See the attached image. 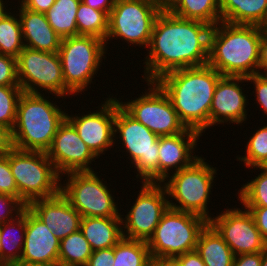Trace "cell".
Returning <instances> with one entry per match:
<instances>
[{"label":"cell","mask_w":267,"mask_h":266,"mask_svg":"<svg viewBox=\"0 0 267 266\" xmlns=\"http://www.w3.org/2000/svg\"><path fill=\"white\" fill-rule=\"evenodd\" d=\"M81 0H55L45 16L52 29L62 38L78 35L76 13Z\"/></svg>","instance_id":"obj_28"},{"label":"cell","mask_w":267,"mask_h":266,"mask_svg":"<svg viewBox=\"0 0 267 266\" xmlns=\"http://www.w3.org/2000/svg\"><path fill=\"white\" fill-rule=\"evenodd\" d=\"M261 266H267V248L262 252Z\"/></svg>","instance_id":"obj_52"},{"label":"cell","mask_w":267,"mask_h":266,"mask_svg":"<svg viewBox=\"0 0 267 266\" xmlns=\"http://www.w3.org/2000/svg\"><path fill=\"white\" fill-rule=\"evenodd\" d=\"M114 132L115 137L119 133L123 147L131 156L130 161L138 172L136 177H141L142 182L158 183L159 136L130 116L117 98Z\"/></svg>","instance_id":"obj_9"},{"label":"cell","mask_w":267,"mask_h":266,"mask_svg":"<svg viewBox=\"0 0 267 266\" xmlns=\"http://www.w3.org/2000/svg\"><path fill=\"white\" fill-rule=\"evenodd\" d=\"M161 11L154 0H116L108 18L106 45L109 39L120 37L128 44L148 48L155 19Z\"/></svg>","instance_id":"obj_10"},{"label":"cell","mask_w":267,"mask_h":266,"mask_svg":"<svg viewBox=\"0 0 267 266\" xmlns=\"http://www.w3.org/2000/svg\"><path fill=\"white\" fill-rule=\"evenodd\" d=\"M9 166L17 185L19 201L25 207L34 200L50 198L60 192V179L63 178L46 152L12 148L9 151Z\"/></svg>","instance_id":"obj_5"},{"label":"cell","mask_w":267,"mask_h":266,"mask_svg":"<svg viewBox=\"0 0 267 266\" xmlns=\"http://www.w3.org/2000/svg\"><path fill=\"white\" fill-rule=\"evenodd\" d=\"M81 1L93 9L105 12L109 16L116 0H81Z\"/></svg>","instance_id":"obj_47"},{"label":"cell","mask_w":267,"mask_h":266,"mask_svg":"<svg viewBox=\"0 0 267 266\" xmlns=\"http://www.w3.org/2000/svg\"><path fill=\"white\" fill-rule=\"evenodd\" d=\"M24 208L25 206L16 197L0 194V225L13 220ZM13 211L15 215L12 214Z\"/></svg>","instance_id":"obj_38"},{"label":"cell","mask_w":267,"mask_h":266,"mask_svg":"<svg viewBox=\"0 0 267 266\" xmlns=\"http://www.w3.org/2000/svg\"><path fill=\"white\" fill-rule=\"evenodd\" d=\"M46 154L59 175L93 171L89 165L97 157L67 119L59 126Z\"/></svg>","instance_id":"obj_16"},{"label":"cell","mask_w":267,"mask_h":266,"mask_svg":"<svg viewBox=\"0 0 267 266\" xmlns=\"http://www.w3.org/2000/svg\"><path fill=\"white\" fill-rule=\"evenodd\" d=\"M0 86H20L17 77V58L0 54Z\"/></svg>","instance_id":"obj_37"},{"label":"cell","mask_w":267,"mask_h":266,"mask_svg":"<svg viewBox=\"0 0 267 266\" xmlns=\"http://www.w3.org/2000/svg\"><path fill=\"white\" fill-rule=\"evenodd\" d=\"M104 40L90 35L62 39L58 54L65 82V96L80 93L92 82L106 54Z\"/></svg>","instance_id":"obj_8"},{"label":"cell","mask_w":267,"mask_h":266,"mask_svg":"<svg viewBox=\"0 0 267 266\" xmlns=\"http://www.w3.org/2000/svg\"><path fill=\"white\" fill-rule=\"evenodd\" d=\"M149 266H158L154 261Z\"/></svg>","instance_id":"obj_54"},{"label":"cell","mask_w":267,"mask_h":266,"mask_svg":"<svg viewBox=\"0 0 267 266\" xmlns=\"http://www.w3.org/2000/svg\"><path fill=\"white\" fill-rule=\"evenodd\" d=\"M0 194H7L19 200V192L9 166V152L0 156Z\"/></svg>","instance_id":"obj_36"},{"label":"cell","mask_w":267,"mask_h":266,"mask_svg":"<svg viewBox=\"0 0 267 266\" xmlns=\"http://www.w3.org/2000/svg\"><path fill=\"white\" fill-rule=\"evenodd\" d=\"M12 148L11 130L0 124V156L6 155Z\"/></svg>","instance_id":"obj_45"},{"label":"cell","mask_w":267,"mask_h":266,"mask_svg":"<svg viewBox=\"0 0 267 266\" xmlns=\"http://www.w3.org/2000/svg\"><path fill=\"white\" fill-rule=\"evenodd\" d=\"M212 28L205 22L183 19L162 10L153 25L143 67L144 80L155 81L176 69L207 65Z\"/></svg>","instance_id":"obj_1"},{"label":"cell","mask_w":267,"mask_h":266,"mask_svg":"<svg viewBox=\"0 0 267 266\" xmlns=\"http://www.w3.org/2000/svg\"><path fill=\"white\" fill-rule=\"evenodd\" d=\"M17 77L23 92L40 94L38 89L42 88L57 97L65 96V82L58 52L24 47L17 57Z\"/></svg>","instance_id":"obj_12"},{"label":"cell","mask_w":267,"mask_h":266,"mask_svg":"<svg viewBox=\"0 0 267 266\" xmlns=\"http://www.w3.org/2000/svg\"><path fill=\"white\" fill-rule=\"evenodd\" d=\"M29 266H62L59 262H50V263H42V264H32Z\"/></svg>","instance_id":"obj_51"},{"label":"cell","mask_w":267,"mask_h":266,"mask_svg":"<svg viewBox=\"0 0 267 266\" xmlns=\"http://www.w3.org/2000/svg\"><path fill=\"white\" fill-rule=\"evenodd\" d=\"M114 258V247L94 250L86 266H113Z\"/></svg>","instance_id":"obj_40"},{"label":"cell","mask_w":267,"mask_h":266,"mask_svg":"<svg viewBox=\"0 0 267 266\" xmlns=\"http://www.w3.org/2000/svg\"><path fill=\"white\" fill-rule=\"evenodd\" d=\"M253 216L255 224L267 246V207H244Z\"/></svg>","instance_id":"obj_41"},{"label":"cell","mask_w":267,"mask_h":266,"mask_svg":"<svg viewBox=\"0 0 267 266\" xmlns=\"http://www.w3.org/2000/svg\"><path fill=\"white\" fill-rule=\"evenodd\" d=\"M262 74L267 72V31L262 34V38L259 45V64L258 73L262 71Z\"/></svg>","instance_id":"obj_46"},{"label":"cell","mask_w":267,"mask_h":266,"mask_svg":"<svg viewBox=\"0 0 267 266\" xmlns=\"http://www.w3.org/2000/svg\"><path fill=\"white\" fill-rule=\"evenodd\" d=\"M24 47L20 19L9 11L0 21V54L17 58Z\"/></svg>","instance_id":"obj_32"},{"label":"cell","mask_w":267,"mask_h":266,"mask_svg":"<svg viewBox=\"0 0 267 266\" xmlns=\"http://www.w3.org/2000/svg\"><path fill=\"white\" fill-rule=\"evenodd\" d=\"M199 136L200 132L186 128L182 133L159 137L158 183L168 181L170 170L180 171L199 158L192 155Z\"/></svg>","instance_id":"obj_20"},{"label":"cell","mask_w":267,"mask_h":266,"mask_svg":"<svg viewBox=\"0 0 267 266\" xmlns=\"http://www.w3.org/2000/svg\"><path fill=\"white\" fill-rule=\"evenodd\" d=\"M166 195L162 183L142 182L134 205L121 219L123 238L147 242L169 208Z\"/></svg>","instance_id":"obj_14"},{"label":"cell","mask_w":267,"mask_h":266,"mask_svg":"<svg viewBox=\"0 0 267 266\" xmlns=\"http://www.w3.org/2000/svg\"><path fill=\"white\" fill-rule=\"evenodd\" d=\"M95 171L69 172L60 192L81 217L122 218L118 204Z\"/></svg>","instance_id":"obj_11"},{"label":"cell","mask_w":267,"mask_h":266,"mask_svg":"<svg viewBox=\"0 0 267 266\" xmlns=\"http://www.w3.org/2000/svg\"><path fill=\"white\" fill-rule=\"evenodd\" d=\"M255 168L262 172L240 188L238 197L244 207H267V166Z\"/></svg>","instance_id":"obj_33"},{"label":"cell","mask_w":267,"mask_h":266,"mask_svg":"<svg viewBox=\"0 0 267 266\" xmlns=\"http://www.w3.org/2000/svg\"><path fill=\"white\" fill-rule=\"evenodd\" d=\"M246 77L222 76L217 83L210 107V127L226 122L241 124L247 119V98L239 83Z\"/></svg>","instance_id":"obj_18"},{"label":"cell","mask_w":267,"mask_h":266,"mask_svg":"<svg viewBox=\"0 0 267 266\" xmlns=\"http://www.w3.org/2000/svg\"><path fill=\"white\" fill-rule=\"evenodd\" d=\"M1 248H2V245H1V232H0V264H1Z\"/></svg>","instance_id":"obj_53"},{"label":"cell","mask_w":267,"mask_h":266,"mask_svg":"<svg viewBox=\"0 0 267 266\" xmlns=\"http://www.w3.org/2000/svg\"><path fill=\"white\" fill-rule=\"evenodd\" d=\"M173 15L215 26L221 22L220 0H176L168 9Z\"/></svg>","instance_id":"obj_27"},{"label":"cell","mask_w":267,"mask_h":266,"mask_svg":"<svg viewBox=\"0 0 267 266\" xmlns=\"http://www.w3.org/2000/svg\"><path fill=\"white\" fill-rule=\"evenodd\" d=\"M59 248L60 240L26 207L24 246L16 266L58 262Z\"/></svg>","instance_id":"obj_21"},{"label":"cell","mask_w":267,"mask_h":266,"mask_svg":"<svg viewBox=\"0 0 267 266\" xmlns=\"http://www.w3.org/2000/svg\"><path fill=\"white\" fill-rule=\"evenodd\" d=\"M221 20L267 27V0H220Z\"/></svg>","instance_id":"obj_24"},{"label":"cell","mask_w":267,"mask_h":266,"mask_svg":"<svg viewBox=\"0 0 267 266\" xmlns=\"http://www.w3.org/2000/svg\"><path fill=\"white\" fill-rule=\"evenodd\" d=\"M221 77L207 64L167 72L155 82L167 94L185 127L202 134L210 127V107Z\"/></svg>","instance_id":"obj_2"},{"label":"cell","mask_w":267,"mask_h":266,"mask_svg":"<svg viewBox=\"0 0 267 266\" xmlns=\"http://www.w3.org/2000/svg\"><path fill=\"white\" fill-rule=\"evenodd\" d=\"M59 240L80 229L81 215L59 192L50 198L37 199L26 206Z\"/></svg>","instance_id":"obj_19"},{"label":"cell","mask_w":267,"mask_h":266,"mask_svg":"<svg viewBox=\"0 0 267 266\" xmlns=\"http://www.w3.org/2000/svg\"><path fill=\"white\" fill-rule=\"evenodd\" d=\"M113 266H149L153 259L145 241L122 238L114 246Z\"/></svg>","instance_id":"obj_30"},{"label":"cell","mask_w":267,"mask_h":266,"mask_svg":"<svg viewBox=\"0 0 267 266\" xmlns=\"http://www.w3.org/2000/svg\"><path fill=\"white\" fill-rule=\"evenodd\" d=\"M209 224L231 248L235 256L263 252L267 246L248 209H226L209 220Z\"/></svg>","instance_id":"obj_15"},{"label":"cell","mask_w":267,"mask_h":266,"mask_svg":"<svg viewBox=\"0 0 267 266\" xmlns=\"http://www.w3.org/2000/svg\"><path fill=\"white\" fill-rule=\"evenodd\" d=\"M247 81L254 83L256 101L267 115V76L260 72L247 77Z\"/></svg>","instance_id":"obj_39"},{"label":"cell","mask_w":267,"mask_h":266,"mask_svg":"<svg viewBox=\"0 0 267 266\" xmlns=\"http://www.w3.org/2000/svg\"><path fill=\"white\" fill-rule=\"evenodd\" d=\"M23 90L20 86H0V124L13 129L17 104Z\"/></svg>","instance_id":"obj_35"},{"label":"cell","mask_w":267,"mask_h":266,"mask_svg":"<svg viewBox=\"0 0 267 266\" xmlns=\"http://www.w3.org/2000/svg\"><path fill=\"white\" fill-rule=\"evenodd\" d=\"M246 147V155L237 157L248 168L267 166V125L256 130L249 138Z\"/></svg>","instance_id":"obj_34"},{"label":"cell","mask_w":267,"mask_h":266,"mask_svg":"<svg viewBox=\"0 0 267 266\" xmlns=\"http://www.w3.org/2000/svg\"><path fill=\"white\" fill-rule=\"evenodd\" d=\"M147 84L148 92L127 103L119 101L120 106L159 137L182 133L186 127L167 94L155 81Z\"/></svg>","instance_id":"obj_13"},{"label":"cell","mask_w":267,"mask_h":266,"mask_svg":"<svg viewBox=\"0 0 267 266\" xmlns=\"http://www.w3.org/2000/svg\"><path fill=\"white\" fill-rule=\"evenodd\" d=\"M179 266H205L200 254L196 251L186 252L173 259Z\"/></svg>","instance_id":"obj_42"},{"label":"cell","mask_w":267,"mask_h":266,"mask_svg":"<svg viewBox=\"0 0 267 266\" xmlns=\"http://www.w3.org/2000/svg\"><path fill=\"white\" fill-rule=\"evenodd\" d=\"M208 223L202 216L168 208L146 242L153 261L196 250L198 237Z\"/></svg>","instance_id":"obj_6"},{"label":"cell","mask_w":267,"mask_h":266,"mask_svg":"<svg viewBox=\"0 0 267 266\" xmlns=\"http://www.w3.org/2000/svg\"><path fill=\"white\" fill-rule=\"evenodd\" d=\"M93 250L80 230L60 240L58 262L62 266H86Z\"/></svg>","instance_id":"obj_29"},{"label":"cell","mask_w":267,"mask_h":266,"mask_svg":"<svg viewBox=\"0 0 267 266\" xmlns=\"http://www.w3.org/2000/svg\"><path fill=\"white\" fill-rule=\"evenodd\" d=\"M158 266H179L173 259H162L154 261Z\"/></svg>","instance_id":"obj_49"},{"label":"cell","mask_w":267,"mask_h":266,"mask_svg":"<svg viewBox=\"0 0 267 266\" xmlns=\"http://www.w3.org/2000/svg\"><path fill=\"white\" fill-rule=\"evenodd\" d=\"M196 251L205 266H233L234 253L209 223L198 237Z\"/></svg>","instance_id":"obj_26"},{"label":"cell","mask_w":267,"mask_h":266,"mask_svg":"<svg viewBox=\"0 0 267 266\" xmlns=\"http://www.w3.org/2000/svg\"><path fill=\"white\" fill-rule=\"evenodd\" d=\"M265 27L216 24L210 34L208 65L222 76L249 77L258 73L259 45Z\"/></svg>","instance_id":"obj_3"},{"label":"cell","mask_w":267,"mask_h":266,"mask_svg":"<svg viewBox=\"0 0 267 266\" xmlns=\"http://www.w3.org/2000/svg\"><path fill=\"white\" fill-rule=\"evenodd\" d=\"M154 1L162 10H167L176 0H154Z\"/></svg>","instance_id":"obj_48"},{"label":"cell","mask_w":267,"mask_h":266,"mask_svg":"<svg viewBox=\"0 0 267 266\" xmlns=\"http://www.w3.org/2000/svg\"><path fill=\"white\" fill-rule=\"evenodd\" d=\"M122 218L82 217L80 231L91 246V249L114 247L122 238Z\"/></svg>","instance_id":"obj_23"},{"label":"cell","mask_w":267,"mask_h":266,"mask_svg":"<svg viewBox=\"0 0 267 266\" xmlns=\"http://www.w3.org/2000/svg\"><path fill=\"white\" fill-rule=\"evenodd\" d=\"M105 103L101 105L100 110L90 111L89 114L82 116H69L66 113V119L77 130L79 137L100 157L108 148L114 146L115 138V115H116V98H106ZM115 140V141H114Z\"/></svg>","instance_id":"obj_17"},{"label":"cell","mask_w":267,"mask_h":266,"mask_svg":"<svg viewBox=\"0 0 267 266\" xmlns=\"http://www.w3.org/2000/svg\"><path fill=\"white\" fill-rule=\"evenodd\" d=\"M217 173L216 167L210 166L204 158H197L191 165L169 175V181L161 182L167 191L169 208L193 213L210 220L212 217L207 210L213 180Z\"/></svg>","instance_id":"obj_7"},{"label":"cell","mask_w":267,"mask_h":266,"mask_svg":"<svg viewBox=\"0 0 267 266\" xmlns=\"http://www.w3.org/2000/svg\"><path fill=\"white\" fill-rule=\"evenodd\" d=\"M19 19L25 47L57 53L62 38L52 29L44 13L31 11L19 5Z\"/></svg>","instance_id":"obj_22"},{"label":"cell","mask_w":267,"mask_h":266,"mask_svg":"<svg viewBox=\"0 0 267 266\" xmlns=\"http://www.w3.org/2000/svg\"><path fill=\"white\" fill-rule=\"evenodd\" d=\"M4 1L0 0V21L9 13L8 11H6V7L4 5Z\"/></svg>","instance_id":"obj_50"},{"label":"cell","mask_w":267,"mask_h":266,"mask_svg":"<svg viewBox=\"0 0 267 266\" xmlns=\"http://www.w3.org/2000/svg\"><path fill=\"white\" fill-rule=\"evenodd\" d=\"M25 229L26 207L16 218L0 225L2 245L1 265L16 266L20 262L25 240Z\"/></svg>","instance_id":"obj_25"},{"label":"cell","mask_w":267,"mask_h":266,"mask_svg":"<svg viewBox=\"0 0 267 266\" xmlns=\"http://www.w3.org/2000/svg\"><path fill=\"white\" fill-rule=\"evenodd\" d=\"M108 18L105 12L93 9L80 1L76 13L78 35L95 36L105 41L108 33Z\"/></svg>","instance_id":"obj_31"},{"label":"cell","mask_w":267,"mask_h":266,"mask_svg":"<svg viewBox=\"0 0 267 266\" xmlns=\"http://www.w3.org/2000/svg\"><path fill=\"white\" fill-rule=\"evenodd\" d=\"M262 252L235 256L233 266H261Z\"/></svg>","instance_id":"obj_43"},{"label":"cell","mask_w":267,"mask_h":266,"mask_svg":"<svg viewBox=\"0 0 267 266\" xmlns=\"http://www.w3.org/2000/svg\"><path fill=\"white\" fill-rule=\"evenodd\" d=\"M54 2L55 0H21L20 5L25 9L45 14Z\"/></svg>","instance_id":"obj_44"},{"label":"cell","mask_w":267,"mask_h":266,"mask_svg":"<svg viewBox=\"0 0 267 266\" xmlns=\"http://www.w3.org/2000/svg\"><path fill=\"white\" fill-rule=\"evenodd\" d=\"M43 94L23 92L17 104L12 134L13 148L46 152L66 113Z\"/></svg>","instance_id":"obj_4"}]
</instances>
